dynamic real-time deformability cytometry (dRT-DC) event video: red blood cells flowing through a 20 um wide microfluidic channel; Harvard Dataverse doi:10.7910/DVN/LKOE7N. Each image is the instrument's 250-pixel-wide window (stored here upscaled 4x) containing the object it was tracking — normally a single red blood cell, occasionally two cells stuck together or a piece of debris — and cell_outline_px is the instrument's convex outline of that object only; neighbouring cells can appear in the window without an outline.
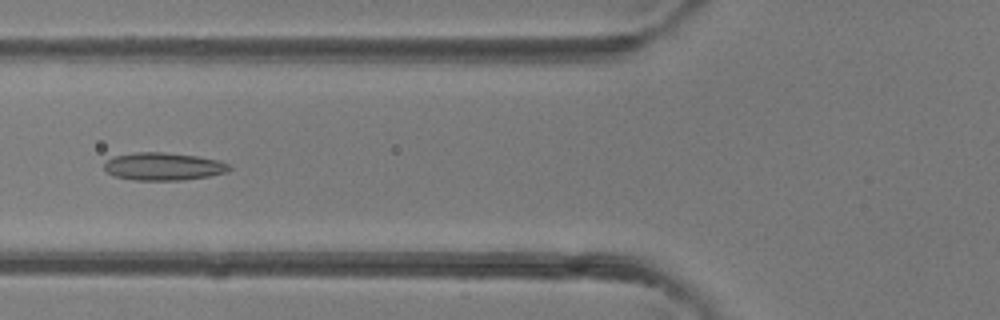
{"species": "common noctule bat (a hibernating species)", "species_latin": "Nyctalus noctula", "temperature_condition": "room temperature", "stored_images_in_passage": 4, "camera_frame_rate_fps": 3000, "um_per_image_px": 0.085, "animal": {"sex": "female"}, "frame": {"image": 1, "passage_image": 4, "time_ms": 4.0, "image_size_px": [1000, 320], "cell_outline_px": [[232, 168], [228, 172], [208, 176], [184, 180], [136, 180], [112, 176], [104, 168], [104, 164], [112, 156], [136, 152], [164, 152], [196, 156], [220, 160], [228, 164]], "centroid_in_image_um": [13.89, 14.15], "position_along_channel_um": 111.9, "area_um2": 20.29}}